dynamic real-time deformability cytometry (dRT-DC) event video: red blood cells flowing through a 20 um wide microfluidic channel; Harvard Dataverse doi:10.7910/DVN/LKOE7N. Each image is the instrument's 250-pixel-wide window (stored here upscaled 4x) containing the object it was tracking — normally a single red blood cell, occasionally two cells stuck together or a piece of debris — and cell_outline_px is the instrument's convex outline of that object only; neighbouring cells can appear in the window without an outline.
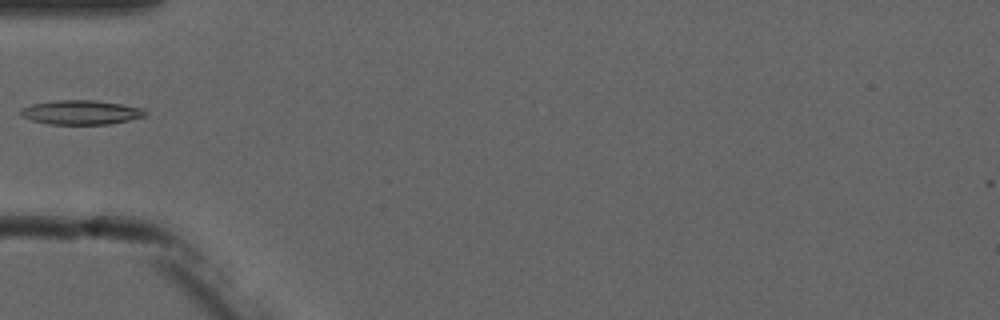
{"species": "common noctule bat (a hibernating species)", "species_latin": "Nyctalus noctula", "temperature_condition": "cold", "stored_images_in_passage": 6, "camera_frame_rate_fps": 3000, "um_per_image_px": 0.085, "animal": {"sex": "male", "forearm_length_mm": 52.5}, "frame": {"image": 1, "passage_image": 5, "time_ms": 4.667, "image_size_px": [1000, 320], "cell_outline_px": [[148, 112], [144, 116], [128, 120], [108, 124], [48, 124], [32, 120], [24, 116], [20, 112], [20, 108], [32, 104], [52, 100], [92, 100], [120, 104], [144, 108]], "centroid_in_image_um": [6.88, 9.54], "position_along_channel_um": 78.1, "area_um2": 17.51}}
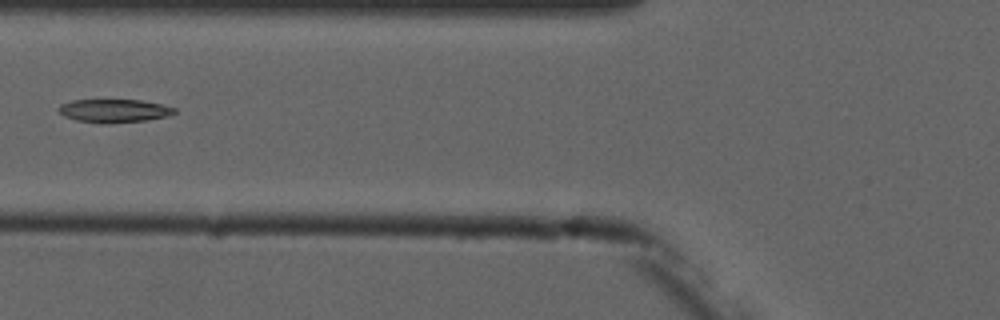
{"frame": {"image": 2, "passage_image": 6, "time_ms": 5.667, "image_size_px": [1000, 320], "cell_outline_px": [[176, 112], [168, 116], [144, 120], [108, 124], [100, 124], [76, 120], [64, 116], [60, 112], [60, 104], [72, 100], [140, 100], [160, 104], [176, 108]], "centroid_in_image_um": [9.69, 9.42], "position_along_channel_um": 116.1, "area_um2": 15.66}}